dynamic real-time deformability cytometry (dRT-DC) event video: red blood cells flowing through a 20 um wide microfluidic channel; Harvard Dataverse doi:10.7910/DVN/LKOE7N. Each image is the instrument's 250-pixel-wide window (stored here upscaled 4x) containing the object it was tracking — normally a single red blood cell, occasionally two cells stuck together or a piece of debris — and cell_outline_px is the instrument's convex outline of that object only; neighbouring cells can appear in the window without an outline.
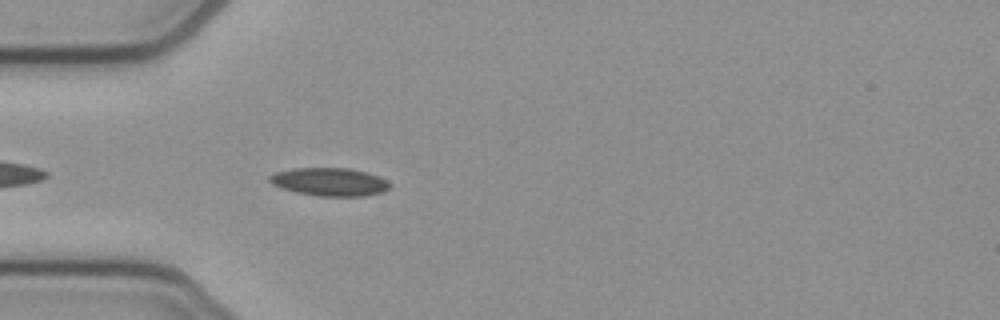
{"species": "common noctule bat (a hibernating species)", "species_latin": "Nyctalus noctula", "temperature_condition": "cold", "stored_images_in_passage": 40, "camera_frame_rate_fps": 3000, "um_per_image_px": 0.085, "animal": {"sex": "female", "body_mass_g": 21.9}, "frame": {"image": 1, "passage_image": 3, "time_ms": 0.667, "image_size_px": [1000, 320], "cell_outline_px": [[392, 184], [384, 192], [364, 196], [320, 196], [296, 192], [272, 184], [268, 180], [268, 176], [276, 172], [292, 168], [348, 168], [368, 172]], "centroid_in_image_um": [28.01, 15.45], "position_along_channel_um": 57.0, "area_um2": 19.59}}
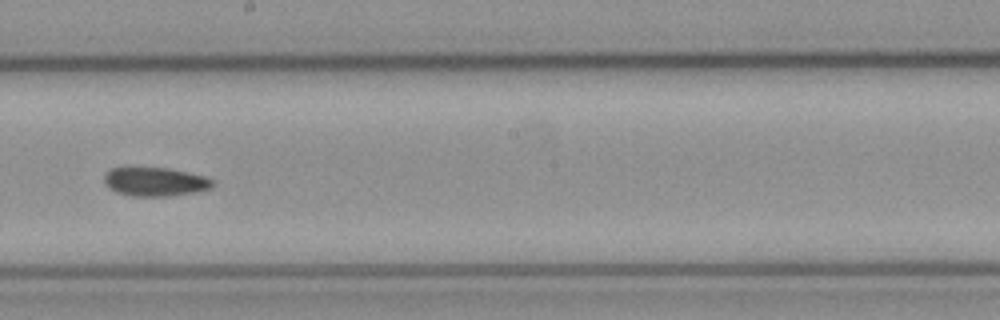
{"frame": {"image": 2, "passage_image": 17, "time_ms": 5.333, "image_size_px": [1000, 320], "cell_outline_px": [[216, 184], [200, 192], [168, 196], [128, 196], [116, 192], [108, 188], [104, 184], [104, 172], [112, 168], [128, 164], [168, 168], [204, 176], [216, 180]], "centroid_in_image_um": [13.11, 15.4], "position_along_channel_um": 235.1, "area_um2": 19.25}}
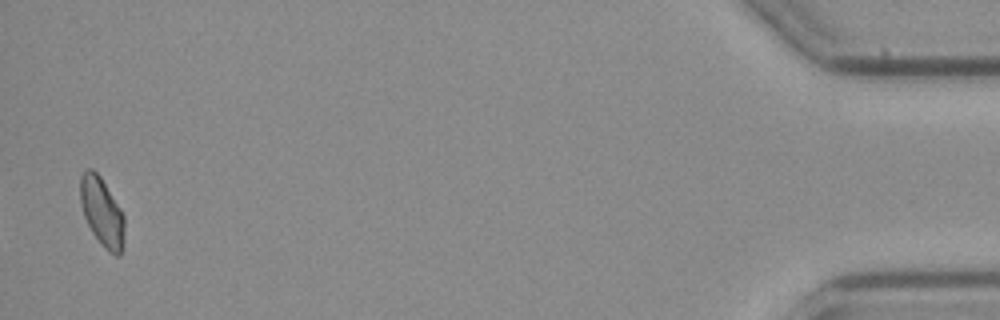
{"frame": {"image": 3, "passage_image": 39, "time_ms": 12.667, "image_size_px": [1000, 320], "cell_outline_px": [[124, 248], [120, 256], [116, 256], [108, 252], [92, 232], [84, 216], [80, 204], [80, 176], [88, 168], [92, 168], [100, 176], [120, 208], [124, 216]], "centroid_in_image_um": [8.67, 18.05], "position_along_channel_um": 426.5, "area_um2": 17.74}, "authors_computed_cell_mechanics": {"area_um2": 18.207, "velocity_mm_per_s": 3.9003, "shape_relaxation_time_tau1_ms": 7.1707, "shape_relaxation_time_tau2_ms": 4.702, "deformation_change_tau1": 0.132, "deformation_change_tau2": 0.1055}}